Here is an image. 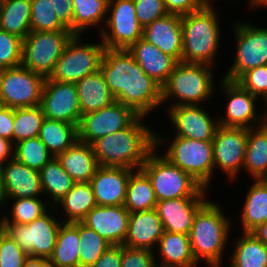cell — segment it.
<instances>
[{"label":"cell","mask_w":267,"mask_h":267,"mask_svg":"<svg viewBox=\"0 0 267 267\" xmlns=\"http://www.w3.org/2000/svg\"><path fill=\"white\" fill-rule=\"evenodd\" d=\"M5 204L11 198H30L43 195L39 171L25 164L9 160L3 165Z\"/></svg>","instance_id":"25"},{"label":"cell","mask_w":267,"mask_h":267,"mask_svg":"<svg viewBox=\"0 0 267 267\" xmlns=\"http://www.w3.org/2000/svg\"><path fill=\"white\" fill-rule=\"evenodd\" d=\"M73 35L71 31H31L23 40L21 65L48 78Z\"/></svg>","instance_id":"8"},{"label":"cell","mask_w":267,"mask_h":267,"mask_svg":"<svg viewBox=\"0 0 267 267\" xmlns=\"http://www.w3.org/2000/svg\"><path fill=\"white\" fill-rule=\"evenodd\" d=\"M5 204V184H4V174L3 165L0 164V206Z\"/></svg>","instance_id":"56"},{"label":"cell","mask_w":267,"mask_h":267,"mask_svg":"<svg viewBox=\"0 0 267 267\" xmlns=\"http://www.w3.org/2000/svg\"><path fill=\"white\" fill-rule=\"evenodd\" d=\"M45 116L41 106L14 108L13 144L37 137Z\"/></svg>","instance_id":"39"},{"label":"cell","mask_w":267,"mask_h":267,"mask_svg":"<svg viewBox=\"0 0 267 267\" xmlns=\"http://www.w3.org/2000/svg\"><path fill=\"white\" fill-rule=\"evenodd\" d=\"M14 108L4 106L0 110V136L13 143Z\"/></svg>","instance_id":"52"},{"label":"cell","mask_w":267,"mask_h":267,"mask_svg":"<svg viewBox=\"0 0 267 267\" xmlns=\"http://www.w3.org/2000/svg\"><path fill=\"white\" fill-rule=\"evenodd\" d=\"M235 242L230 267H267V246L253 233L243 232Z\"/></svg>","instance_id":"36"},{"label":"cell","mask_w":267,"mask_h":267,"mask_svg":"<svg viewBox=\"0 0 267 267\" xmlns=\"http://www.w3.org/2000/svg\"><path fill=\"white\" fill-rule=\"evenodd\" d=\"M164 227L156 209L130 213L128 231L123 245L155 252Z\"/></svg>","instance_id":"23"},{"label":"cell","mask_w":267,"mask_h":267,"mask_svg":"<svg viewBox=\"0 0 267 267\" xmlns=\"http://www.w3.org/2000/svg\"><path fill=\"white\" fill-rule=\"evenodd\" d=\"M24 267H54L49 263V259L29 257Z\"/></svg>","instance_id":"54"},{"label":"cell","mask_w":267,"mask_h":267,"mask_svg":"<svg viewBox=\"0 0 267 267\" xmlns=\"http://www.w3.org/2000/svg\"><path fill=\"white\" fill-rule=\"evenodd\" d=\"M31 31H69L57 19L51 0H31Z\"/></svg>","instance_id":"43"},{"label":"cell","mask_w":267,"mask_h":267,"mask_svg":"<svg viewBox=\"0 0 267 267\" xmlns=\"http://www.w3.org/2000/svg\"><path fill=\"white\" fill-rule=\"evenodd\" d=\"M58 204L67 216L63 223L81 222L89 211L97 206L90 182H76Z\"/></svg>","instance_id":"34"},{"label":"cell","mask_w":267,"mask_h":267,"mask_svg":"<svg viewBox=\"0 0 267 267\" xmlns=\"http://www.w3.org/2000/svg\"><path fill=\"white\" fill-rule=\"evenodd\" d=\"M38 137L47 150L57 157L78 140L77 126L45 118Z\"/></svg>","instance_id":"35"},{"label":"cell","mask_w":267,"mask_h":267,"mask_svg":"<svg viewBox=\"0 0 267 267\" xmlns=\"http://www.w3.org/2000/svg\"><path fill=\"white\" fill-rule=\"evenodd\" d=\"M143 39L158 47L177 62L182 59L181 15L168 13L143 28Z\"/></svg>","instance_id":"21"},{"label":"cell","mask_w":267,"mask_h":267,"mask_svg":"<svg viewBox=\"0 0 267 267\" xmlns=\"http://www.w3.org/2000/svg\"><path fill=\"white\" fill-rule=\"evenodd\" d=\"M207 64L178 62L162 88V104L175 99L170 107L200 105L214 94L212 71ZM179 100V101H178Z\"/></svg>","instance_id":"6"},{"label":"cell","mask_w":267,"mask_h":267,"mask_svg":"<svg viewBox=\"0 0 267 267\" xmlns=\"http://www.w3.org/2000/svg\"><path fill=\"white\" fill-rule=\"evenodd\" d=\"M168 117L176 129L174 137L212 142L219 126L201 105L168 107Z\"/></svg>","instance_id":"18"},{"label":"cell","mask_w":267,"mask_h":267,"mask_svg":"<svg viewBox=\"0 0 267 267\" xmlns=\"http://www.w3.org/2000/svg\"><path fill=\"white\" fill-rule=\"evenodd\" d=\"M31 0H2L0 29L23 40L31 32Z\"/></svg>","instance_id":"32"},{"label":"cell","mask_w":267,"mask_h":267,"mask_svg":"<svg viewBox=\"0 0 267 267\" xmlns=\"http://www.w3.org/2000/svg\"><path fill=\"white\" fill-rule=\"evenodd\" d=\"M6 235V223L4 217L0 219V243Z\"/></svg>","instance_id":"58"},{"label":"cell","mask_w":267,"mask_h":267,"mask_svg":"<svg viewBox=\"0 0 267 267\" xmlns=\"http://www.w3.org/2000/svg\"><path fill=\"white\" fill-rule=\"evenodd\" d=\"M116 101L147 117L162 104V88L149 77L127 49L105 48L100 64Z\"/></svg>","instance_id":"1"},{"label":"cell","mask_w":267,"mask_h":267,"mask_svg":"<svg viewBox=\"0 0 267 267\" xmlns=\"http://www.w3.org/2000/svg\"><path fill=\"white\" fill-rule=\"evenodd\" d=\"M162 137L155 133V148L148 154L141 169L148 175L157 202L176 198H204L207 189L199 184L189 173L172 164L157 147L163 144ZM162 142V143H161Z\"/></svg>","instance_id":"5"},{"label":"cell","mask_w":267,"mask_h":267,"mask_svg":"<svg viewBox=\"0 0 267 267\" xmlns=\"http://www.w3.org/2000/svg\"><path fill=\"white\" fill-rule=\"evenodd\" d=\"M249 5L253 8L267 6V0H249Z\"/></svg>","instance_id":"57"},{"label":"cell","mask_w":267,"mask_h":267,"mask_svg":"<svg viewBox=\"0 0 267 267\" xmlns=\"http://www.w3.org/2000/svg\"><path fill=\"white\" fill-rule=\"evenodd\" d=\"M57 159L75 182H90L99 166L92 145L80 140L59 154Z\"/></svg>","instance_id":"26"},{"label":"cell","mask_w":267,"mask_h":267,"mask_svg":"<svg viewBox=\"0 0 267 267\" xmlns=\"http://www.w3.org/2000/svg\"><path fill=\"white\" fill-rule=\"evenodd\" d=\"M42 192L47 193L52 203L59 201L74 187L76 183L62 168L57 157H53L40 171ZM56 203V204H55Z\"/></svg>","instance_id":"37"},{"label":"cell","mask_w":267,"mask_h":267,"mask_svg":"<svg viewBox=\"0 0 267 267\" xmlns=\"http://www.w3.org/2000/svg\"><path fill=\"white\" fill-rule=\"evenodd\" d=\"M136 16L140 25L145 28L154 20L168 14L164 0H133Z\"/></svg>","instance_id":"46"},{"label":"cell","mask_w":267,"mask_h":267,"mask_svg":"<svg viewBox=\"0 0 267 267\" xmlns=\"http://www.w3.org/2000/svg\"><path fill=\"white\" fill-rule=\"evenodd\" d=\"M48 212L28 224L5 222L6 235L29 257L49 259L53 253L63 221L58 222Z\"/></svg>","instance_id":"10"},{"label":"cell","mask_w":267,"mask_h":267,"mask_svg":"<svg viewBox=\"0 0 267 267\" xmlns=\"http://www.w3.org/2000/svg\"><path fill=\"white\" fill-rule=\"evenodd\" d=\"M23 39L0 29V70L20 66Z\"/></svg>","instance_id":"44"},{"label":"cell","mask_w":267,"mask_h":267,"mask_svg":"<svg viewBox=\"0 0 267 267\" xmlns=\"http://www.w3.org/2000/svg\"><path fill=\"white\" fill-rule=\"evenodd\" d=\"M4 107V105L0 102V110Z\"/></svg>","instance_id":"62"},{"label":"cell","mask_w":267,"mask_h":267,"mask_svg":"<svg viewBox=\"0 0 267 267\" xmlns=\"http://www.w3.org/2000/svg\"><path fill=\"white\" fill-rule=\"evenodd\" d=\"M13 153H14V144L0 136V164L4 165L9 160L13 159Z\"/></svg>","instance_id":"53"},{"label":"cell","mask_w":267,"mask_h":267,"mask_svg":"<svg viewBox=\"0 0 267 267\" xmlns=\"http://www.w3.org/2000/svg\"><path fill=\"white\" fill-rule=\"evenodd\" d=\"M248 129L243 170L253 179H267V125Z\"/></svg>","instance_id":"29"},{"label":"cell","mask_w":267,"mask_h":267,"mask_svg":"<svg viewBox=\"0 0 267 267\" xmlns=\"http://www.w3.org/2000/svg\"><path fill=\"white\" fill-rule=\"evenodd\" d=\"M108 2L109 0H72V33L82 35L88 27L100 23L105 25Z\"/></svg>","instance_id":"38"},{"label":"cell","mask_w":267,"mask_h":267,"mask_svg":"<svg viewBox=\"0 0 267 267\" xmlns=\"http://www.w3.org/2000/svg\"><path fill=\"white\" fill-rule=\"evenodd\" d=\"M130 212L123 206H95L81 221L111 245H123Z\"/></svg>","instance_id":"19"},{"label":"cell","mask_w":267,"mask_h":267,"mask_svg":"<svg viewBox=\"0 0 267 267\" xmlns=\"http://www.w3.org/2000/svg\"><path fill=\"white\" fill-rule=\"evenodd\" d=\"M265 124L267 125V115L265 116Z\"/></svg>","instance_id":"63"},{"label":"cell","mask_w":267,"mask_h":267,"mask_svg":"<svg viewBox=\"0 0 267 267\" xmlns=\"http://www.w3.org/2000/svg\"><path fill=\"white\" fill-rule=\"evenodd\" d=\"M163 155L172 164L189 173L204 188L212 182L214 169L213 143L174 137Z\"/></svg>","instance_id":"9"},{"label":"cell","mask_w":267,"mask_h":267,"mask_svg":"<svg viewBox=\"0 0 267 267\" xmlns=\"http://www.w3.org/2000/svg\"><path fill=\"white\" fill-rule=\"evenodd\" d=\"M264 102L266 103L265 105H267V94L266 96L263 98ZM267 107V106H266ZM264 115L266 116L267 115V110L265 111Z\"/></svg>","instance_id":"59"},{"label":"cell","mask_w":267,"mask_h":267,"mask_svg":"<svg viewBox=\"0 0 267 267\" xmlns=\"http://www.w3.org/2000/svg\"><path fill=\"white\" fill-rule=\"evenodd\" d=\"M80 267H91L111 244L96 231L79 222Z\"/></svg>","instance_id":"41"},{"label":"cell","mask_w":267,"mask_h":267,"mask_svg":"<svg viewBox=\"0 0 267 267\" xmlns=\"http://www.w3.org/2000/svg\"><path fill=\"white\" fill-rule=\"evenodd\" d=\"M45 77L20 65L0 70V102L10 108L41 103Z\"/></svg>","instance_id":"11"},{"label":"cell","mask_w":267,"mask_h":267,"mask_svg":"<svg viewBox=\"0 0 267 267\" xmlns=\"http://www.w3.org/2000/svg\"><path fill=\"white\" fill-rule=\"evenodd\" d=\"M45 118L70 123L78 127L81 110L75 83L45 79L41 103Z\"/></svg>","instance_id":"16"},{"label":"cell","mask_w":267,"mask_h":267,"mask_svg":"<svg viewBox=\"0 0 267 267\" xmlns=\"http://www.w3.org/2000/svg\"><path fill=\"white\" fill-rule=\"evenodd\" d=\"M248 129L219 125L213 143L214 168L217 166L229 177L236 179L243 171ZM242 168V169H241Z\"/></svg>","instance_id":"15"},{"label":"cell","mask_w":267,"mask_h":267,"mask_svg":"<svg viewBox=\"0 0 267 267\" xmlns=\"http://www.w3.org/2000/svg\"><path fill=\"white\" fill-rule=\"evenodd\" d=\"M53 157L38 136L14 144L13 158L30 169L40 171Z\"/></svg>","instance_id":"40"},{"label":"cell","mask_w":267,"mask_h":267,"mask_svg":"<svg viewBox=\"0 0 267 267\" xmlns=\"http://www.w3.org/2000/svg\"><path fill=\"white\" fill-rule=\"evenodd\" d=\"M51 5L59 22L72 32L73 5L72 0H51Z\"/></svg>","instance_id":"50"},{"label":"cell","mask_w":267,"mask_h":267,"mask_svg":"<svg viewBox=\"0 0 267 267\" xmlns=\"http://www.w3.org/2000/svg\"><path fill=\"white\" fill-rule=\"evenodd\" d=\"M138 116L128 127L103 136L91 145L99 166L141 169L148 154L155 148V131L144 125Z\"/></svg>","instance_id":"2"},{"label":"cell","mask_w":267,"mask_h":267,"mask_svg":"<svg viewBox=\"0 0 267 267\" xmlns=\"http://www.w3.org/2000/svg\"><path fill=\"white\" fill-rule=\"evenodd\" d=\"M221 207L207 201L195 214L189 232L192 255L197 264L203 258L210 267H220L224 248L228 242L231 220Z\"/></svg>","instance_id":"3"},{"label":"cell","mask_w":267,"mask_h":267,"mask_svg":"<svg viewBox=\"0 0 267 267\" xmlns=\"http://www.w3.org/2000/svg\"><path fill=\"white\" fill-rule=\"evenodd\" d=\"M28 258L29 255L5 235L0 243V267H24Z\"/></svg>","instance_id":"48"},{"label":"cell","mask_w":267,"mask_h":267,"mask_svg":"<svg viewBox=\"0 0 267 267\" xmlns=\"http://www.w3.org/2000/svg\"><path fill=\"white\" fill-rule=\"evenodd\" d=\"M160 265L168 267H196L192 255L189 235L164 231L158 242Z\"/></svg>","instance_id":"28"},{"label":"cell","mask_w":267,"mask_h":267,"mask_svg":"<svg viewBox=\"0 0 267 267\" xmlns=\"http://www.w3.org/2000/svg\"><path fill=\"white\" fill-rule=\"evenodd\" d=\"M221 90L228 99L226 116L218 118L219 125L235 128H253L259 123H265V115H258L256 111V100L258 98L242 88L236 81L222 79ZM257 113V114H256Z\"/></svg>","instance_id":"17"},{"label":"cell","mask_w":267,"mask_h":267,"mask_svg":"<svg viewBox=\"0 0 267 267\" xmlns=\"http://www.w3.org/2000/svg\"><path fill=\"white\" fill-rule=\"evenodd\" d=\"M251 233L267 246V222L258 225Z\"/></svg>","instance_id":"55"},{"label":"cell","mask_w":267,"mask_h":267,"mask_svg":"<svg viewBox=\"0 0 267 267\" xmlns=\"http://www.w3.org/2000/svg\"><path fill=\"white\" fill-rule=\"evenodd\" d=\"M154 267H168V266H163V265H158V264H156Z\"/></svg>","instance_id":"61"},{"label":"cell","mask_w":267,"mask_h":267,"mask_svg":"<svg viewBox=\"0 0 267 267\" xmlns=\"http://www.w3.org/2000/svg\"><path fill=\"white\" fill-rule=\"evenodd\" d=\"M206 5H212L211 0H204ZM211 2V3H210Z\"/></svg>","instance_id":"60"},{"label":"cell","mask_w":267,"mask_h":267,"mask_svg":"<svg viewBox=\"0 0 267 267\" xmlns=\"http://www.w3.org/2000/svg\"><path fill=\"white\" fill-rule=\"evenodd\" d=\"M244 201L241 214L243 232H251L267 222V179H255Z\"/></svg>","instance_id":"31"},{"label":"cell","mask_w":267,"mask_h":267,"mask_svg":"<svg viewBox=\"0 0 267 267\" xmlns=\"http://www.w3.org/2000/svg\"><path fill=\"white\" fill-rule=\"evenodd\" d=\"M107 11L110 16L106 19L105 25L99 29L105 48L128 49L142 38L143 27L136 16L133 0H109Z\"/></svg>","instance_id":"13"},{"label":"cell","mask_w":267,"mask_h":267,"mask_svg":"<svg viewBox=\"0 0 267 267\" xmlns=\"http://www.w3.org/2000/svg\"><path fill=\"white\" fill-rule=\"evenodd\" d=\"M81 116L98 111L116 101L100 69L75 83Z\"/></svg>","instance_id":"27"},{"label":"cell","mask_w":267,"mask_h":267,"mask_svg":"<svg viewBox=\"0 0 267 267\" xmlns=\"http://www.w3.org/2000/svg\"><path fill=\"white\" fill-rule=\"evenodd\" d=\"M157 199L151 180L142 170H133L130 174L124 207L130 212L147 211L156 207Z\"/></svg>","instance_id":"33"},{"label":"cell","mask_w":267,"mask_h":267,"mask_svg":"<svg viewBox=\"0 0 267 267\" xmlns=\"http://www.w3.org/2000/svg\"><path fill=\"white\" fill-rule=\"evenodd\" d=\"M144 72L161 87L178 63L173 57L164 54L158 47L140 38L127 49Z\"/></svg>","instance_id":"24"},{"label":"cell","mask_w":267,"mask_h":267,"mask_svg":"<svg viewBox=\"0 0 267 267\" xmlns=\"http://www.w3.org/2000/svg\"><path fill=\"white\" fill-rule=\"evenodd\" d=\"M236 82L257 98H264L267 94V65L248 70Z\"/></svg>","instance_id":"45"},{"label":"cell","mask_w":267,"mask_h":267,"mask_svg":"<svg viewBox=\"0 0 267 267\" xmlns=\"http://www.w3.org/2000/svg\"><path fill=\"white\" fill-rule=\"evenodd\" d=\"M91 267H121V245H111Z\"/></svg>","instance_id":"51"},{"label":"cell","mask_w":267,"mask_h":267,"mask_svg":"<svg viewBox=\"0 0 267 267\" xmlns=\"http://www.w3.org/2000/svg\"><path fill=\"white\" fill-rule=\"evenodd\" d=\"M10 200L14 201L10 208L11 219L4 215L5 222L28 224L48 211L49 203L45 202V204L39 197L11 198Z\"/></svg>","instance_id":"42"},{"label":"cell","mask_w":267,"mask_h":267,"mask_svg":"<svg viewBox=\"0 0 267 267\" xmlns=\"http://www.w3.org/2000/svg\"><path fill=\"white\" fill-rule=\"evenodd\" d=\"M212 5L181 16L184 63L216 66L220 44V21Z\"/></svg>","instance_id":"4"},{"label":"cell","mask_w":267,"mask_h":267,"mask_svg":"<svg viewBox=\"0 0 267 267\" xmlns=\"http://www.w3.org/2000/svg\"><path fill=\"white\" fill-rule=\"evenodd\" d=\"M80 36L82 35L74 34L72 36L47 79L77 83L85 76L100 69L105 51L104 44L100 41L83 45L80 42Z\"/></svg>","instance_id":"7"},{"label":"cell","mask_w":267,"mask_h":267,"mask_svg":"<svg viewBox=\"0 0 267 267\" xmlns=\"http://www.w3.org/2000/svg\"><path fill=\"white\" fill-rule=\"evenodd\" d=\"M132 171L124 167L98 166L90 180L97 206H123Z\"/></svg>","instance_id":"20"},{"label":"cell","mask_w":267,"mask_h":267,"mask_svg":"<svg viewBox=\"0 0 267 267\" xmlns=\"http://www.w3.org/2000/svg\"><path fill=\"white\" fill-rule=\"evenodd\" d=\"M139 115L130 107L115 101L98 111L81 116L78 140L92 144L98 138L128 127Z\"/></svg>","instance_id":"14"},{"label":"cell","mask_w":267,"mask_h":267,"mask_svg":"<svg viewBox=\"0 0 267 267\" xmlns=\"http://www.w3.org/2000/svg\"><path fill=\"white\" fill-rule=\"evenodd\" d=\"M233 28L237 51L234 63L223 77L229 81H236L250 69L267 65V28L247 22H236Z\"/></svg>","instance_id":"12"},{"label":"cell","mask_w":267,"mask_h":267,"mask_svg":"<svg viewBox=\"0 0 267 267\" xmlns=\"http://www.w3.org/2000/svg\"><path fill=\"white\" fill-rule=\"evenodd\" d=\"M206 198H176L156 203V211L164 231L189 235L197 211L207 202Z\"/></svg>","instance_id":"22"},{"label":"cell","mask_w":267,"mask_h":267,"mask_svg":"<svg viewBox=\"0 0 267 267\" xmlns=\"http://www.w3.org/2000/svg\"><path fill=\"white\" fill-rule=\"evenodd\" d=\"M79 222L62 223L49 263L54 267H80Z\"/></svg>","instance_id":"30"},{"label":"cell","mask_w":267,"mask_h":267,"mask_svg":"<svg viewBox=\"0 0 267 267\" xmlns=\"http://www.w3.org/2000/svg\"><path fill=\"white\" fill-rule=\"evenodd\" d=\"M168 13L186 15L203 8L206 4L204 0H164Z\"/></svg>","instance_id":"49"},{"label":"cell","mask_w":267,"mask_h":267,"mask_svg":"<svg viewBox=\"0 0 267 267\" xmlns=\"http://www.w3.org/2000/svg\"><path fill=\"white\" fill-rule=\"evenodd\" d=\"M156 261L155 252L151 250L121 245V267H154Z\"/></svg>","instance_id":"47"}]
</instances>
